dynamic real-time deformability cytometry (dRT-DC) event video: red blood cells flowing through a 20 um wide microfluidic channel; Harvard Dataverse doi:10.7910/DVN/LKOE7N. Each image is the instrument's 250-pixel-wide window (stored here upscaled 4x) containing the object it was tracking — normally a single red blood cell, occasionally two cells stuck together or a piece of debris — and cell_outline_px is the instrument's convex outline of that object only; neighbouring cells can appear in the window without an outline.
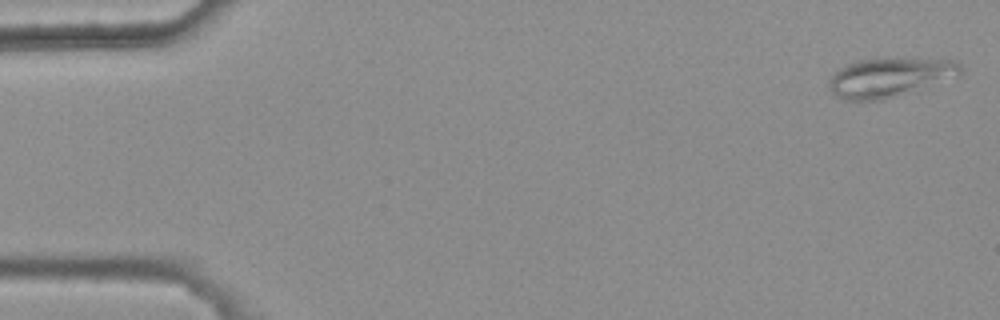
{"species": "common noctule bat (a hibernating species)", "species_latin": "Nyctalus noctula", "temperature_condition": "warm", "stored_images_in_passage": 5, "camera_frame_rate_fps": 3000, "um_per_image_px": 0.085, "animal": {"sex": "female", "body_mass_g": 25.1}, "frame": {"image": 1, "passage_image": 1, "time_ms": 0.0, "image_size_px": [1000, 320], "cell_outline_px": [[964, 68], [960, 76], [896, 96], [880, 100], [844, 100], [832, 96], [828, 88], [828, 80], [844, 64], [856, 60], [884, 56], [896, 56], [956, 60]], "centroid_in_image_um": [75.62, 6.52], "position_along_channel_um": 9.4, "area_um2": 31.21}}